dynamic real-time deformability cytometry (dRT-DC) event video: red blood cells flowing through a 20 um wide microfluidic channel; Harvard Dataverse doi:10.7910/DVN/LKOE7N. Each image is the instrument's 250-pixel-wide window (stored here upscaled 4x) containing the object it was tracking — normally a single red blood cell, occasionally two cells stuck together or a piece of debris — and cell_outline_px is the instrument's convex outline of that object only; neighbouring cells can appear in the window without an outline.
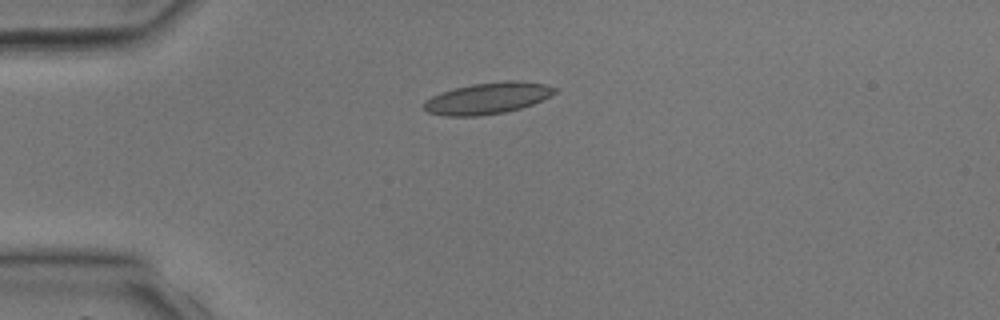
{"species": "common noctule bat (a hibernating species)", "species_latin": "Nyctalus noctula", "temperature_condition": "room temperature", "stored_images_in_passage": 3, "camera_frame_rate_fps": 3000, "um_per_image_px": 0.085, "animal": {"sex": "male", "body_mass_g": 17.9, "forearm_length_mm": 54.2}, "frame": {"image": 1, "passage_image": 3, "time_ms": 3.333, "image_size_px": [1000, 320], "cell_outline_px": [[556, 92], [532, 104], [520, 108], [504, 112], [476, 116], [448, 116], [428, 112], [424, 108], [424, 100], [440, 92], [472, 84], [508, 80], [516, 80], [544, 84], [556, 88]], "centroid_in_image_um": [41.42, 8.34], "position_along_channel_um": 43.6, "area_um2": 23.64}}